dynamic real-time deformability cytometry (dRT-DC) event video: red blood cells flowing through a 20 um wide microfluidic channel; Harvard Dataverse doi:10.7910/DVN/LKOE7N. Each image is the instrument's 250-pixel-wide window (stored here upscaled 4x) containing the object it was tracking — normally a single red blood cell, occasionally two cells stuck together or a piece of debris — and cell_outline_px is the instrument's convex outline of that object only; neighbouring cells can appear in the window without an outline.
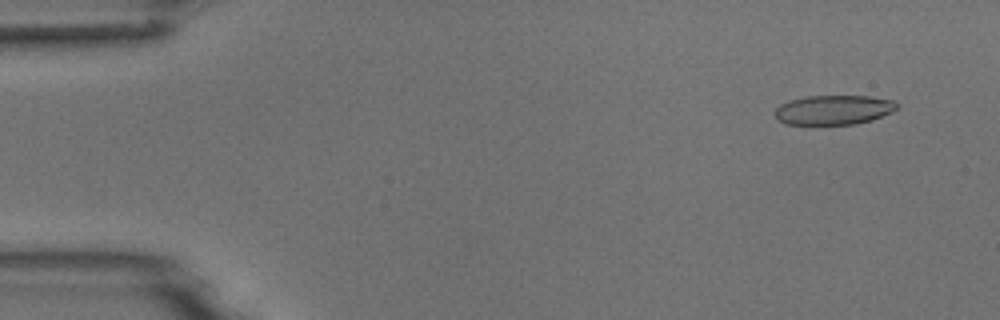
{"species": "common noctule bat (a hibernating species)", "species_latin": "Nyctalus noctula", "temperature_condition": "room temperature", "stored_images_in_passage": 4, "camera_frame_rate_fps": 3000, "um_per_image_px": 0.085, "animal": {"sex": "male", "body_mass_g": 18.8}, "frame": {"image": 1, "passage_image": 1, "time_ms": 0.0, "image_size_px": [1000, 320], "cell_outline_px": [[900, 108], [892, 112], [872, 120], [856, 124], [784, 124], [776, 120], [776, 108], [780, 104], [788, 100], [804, 96], [868, 96], [892, 100], [900, 104]], "centroid_in_image_um": [70.87, 9.34], "position_along_channel_um": 14.1, "area_um2": 21.21}}